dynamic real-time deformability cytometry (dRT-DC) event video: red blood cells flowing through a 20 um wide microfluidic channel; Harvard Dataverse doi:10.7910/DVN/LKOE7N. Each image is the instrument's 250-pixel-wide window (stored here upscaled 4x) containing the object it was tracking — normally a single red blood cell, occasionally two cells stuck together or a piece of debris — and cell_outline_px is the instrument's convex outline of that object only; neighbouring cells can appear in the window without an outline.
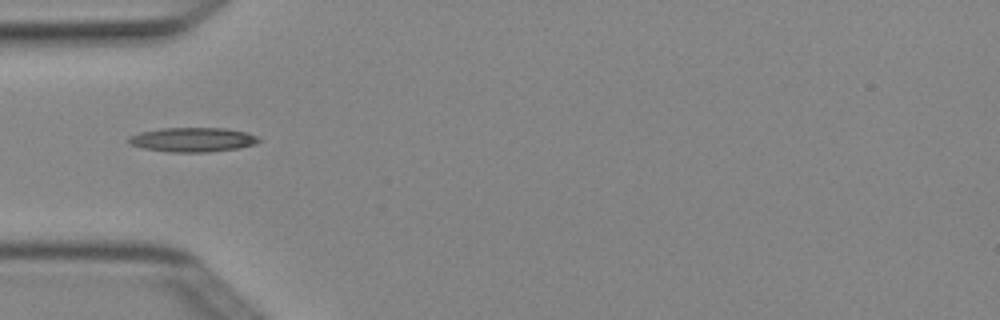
{"species": "Egyptian fruit bat (a non-hibernating species)", "species_latin": "Rousettus aegyptiacus", "temperature_condition": "cold", "stored_images_in_passage": 6, "camera_frame_rate_fps": 3000, "um_per_image_px": 0.085, "animal": {"sex": "female"}, "frame": {"image": 1, "passage_image": 5, "time_ms": 1.333, "image_size_px": [1000, 320], "cell_outline_px": [[264, 140], [256, 144], [240, 148], [208, 152], [168, 152], [144, 148], [128, 144], [128, 136], [140, 132], [160, 128], [224, 128], [248, 132]], "centroid_in_image_um": [16.4, 11.87], "position_along_channel_um": 68.6, "area_um2": 18.73}}
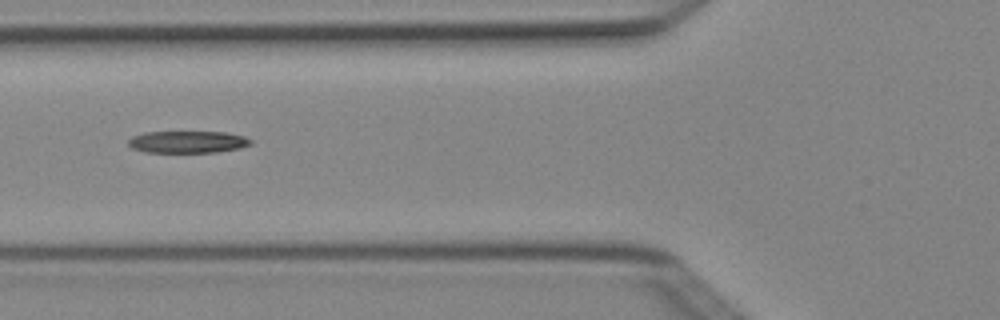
{"frame": {"image": 2, "passage_image": 6, "time_ms": 1.667, "image_size_px": [1000, 320], "cell_outline_px": [[252, 144], [240, 148], [216, 152], [144, 152], [132, 148], [128, 144], [128, 140], [132, 136], [144, 132], [228, 132], [244, 136], [252, 140]], "centroid_in_image_um": [15.96, 12.06], "position_along_channel_um": 109.8, "area_um2": 15.78}}